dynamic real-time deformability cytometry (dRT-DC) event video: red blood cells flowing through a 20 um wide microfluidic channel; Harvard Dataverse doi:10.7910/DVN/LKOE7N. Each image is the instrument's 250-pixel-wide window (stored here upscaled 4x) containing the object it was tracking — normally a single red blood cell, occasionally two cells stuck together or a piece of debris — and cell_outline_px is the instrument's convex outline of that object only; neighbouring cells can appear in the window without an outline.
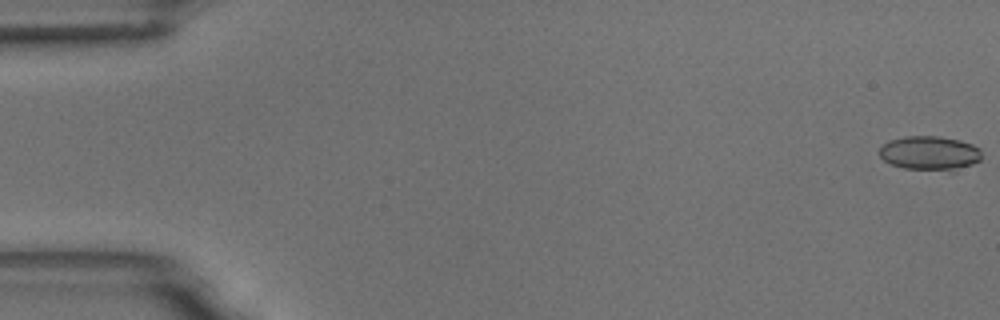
{"species": "common noctule bat (a hibernating species)", "species_latin": "Nyctalus noctula", "temperature_condition": "room temperature", "stored_images_in_passage": 17, "camera_frame_rate_fps": 3000, "um_per_image_px": 0.085, "animal": {"sex": "male", "body_mass_g": 18.8}, "frame": {"image": 1, "passage_image": 1, "time_ms": 0.0, "image_size_px": [1000, 320], "cell_outline_px": [[980, 160], [956, 172], [904, 168], [892, 164], [884, 160], [880, 156], [880, 148], [888, 140], [904, 136], [940, 136], [960, 140], [972, 144], [980, 148]], "centroid_in_image_um": [79.05, 13.02], "position_along_channel_um": 5.9, "area_um2": 20.63}}
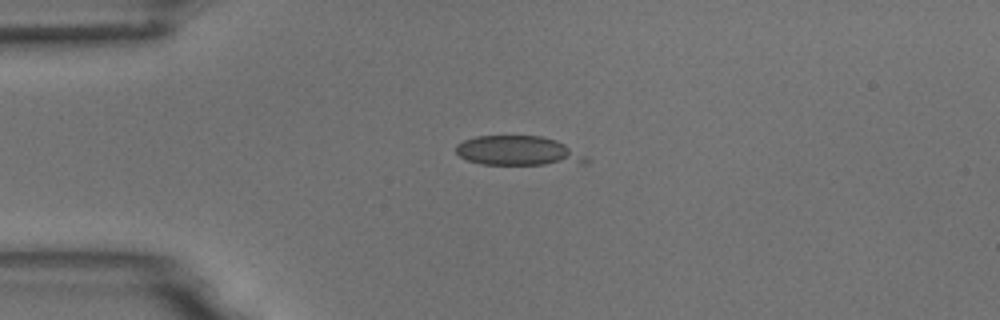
{"frame": {"image": 2, "passage_image": 14, "time_ms": 4.333, "image_size_px": [1000, 320], "cell_outline_px": [[588, 160], [584, 164], [480, 164], [468, 160], [460, 156], [456, 152], [456, 144], [464, 140], [476, 136], [540, 136], [556, 140], [588, 156]], "centroid_in_image_um": [44.06, 12.82], "position_along_channel_um": 40.9, "area_um2": 22.31}}